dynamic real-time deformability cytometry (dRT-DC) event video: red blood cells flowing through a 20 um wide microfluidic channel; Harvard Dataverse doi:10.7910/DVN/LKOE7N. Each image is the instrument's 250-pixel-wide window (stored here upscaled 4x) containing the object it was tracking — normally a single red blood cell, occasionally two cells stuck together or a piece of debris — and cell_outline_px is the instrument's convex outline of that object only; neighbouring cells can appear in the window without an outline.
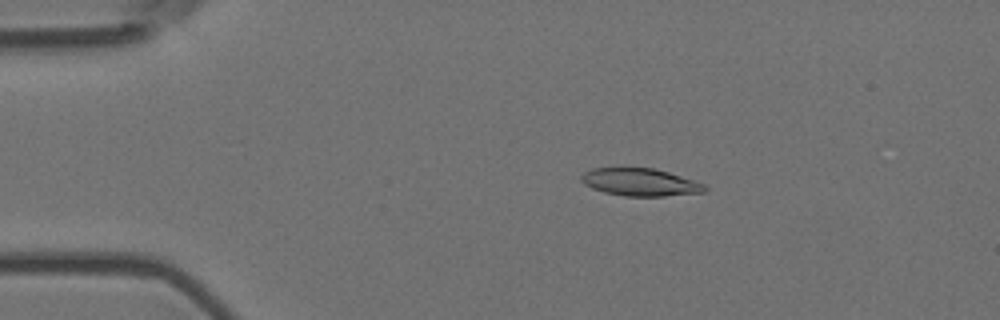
{"species": "Egyptian fruit bat (a non-hibernating species)", "species_latin": "Rousettus aegyptiacus", "temperature_condition": "room temperature", "stored_images_in_passage": 4, "camera_frame_rate_fps": 3000, "um_per_image_px": 0.085, "animal": {"sex": "female"}, "frame": {"image": 1, "passage_image": 2, "time_ms": 0.333, "image_size_px": [1000, 320], "cell_outline_px": [[708, 188], [704, 192], [664, 196], [624, 196], [604, 192], [592, 188], [584, 184], [580, 180], [580, 176], [584, 172], [592, 168], [652, 168], [668, 172], [704, 184]], "centroid_in_image_um": [54.38, 15.49], "position_along_channel_um": 30.6, "area_um2": 19.71}}